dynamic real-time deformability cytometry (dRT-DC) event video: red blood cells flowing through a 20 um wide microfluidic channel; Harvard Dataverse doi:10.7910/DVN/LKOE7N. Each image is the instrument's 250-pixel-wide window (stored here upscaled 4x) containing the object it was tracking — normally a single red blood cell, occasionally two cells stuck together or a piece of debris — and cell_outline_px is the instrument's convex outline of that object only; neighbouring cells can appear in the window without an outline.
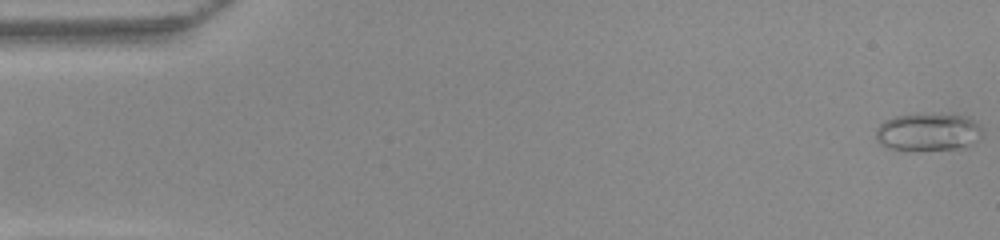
{"species": "common noctule bat (a hibernating species)", "species_latin": "Nyctalus noctula", "temperature_condition": "warm", "stored_images_in_passage": 51, "camera_frame_rate_fps": 3000, "um_per_image_px": 0.085, "animal": {"sex": "female", "body_mass_g": 22.0, "forearm_length_mm": 56.7}, "frame": {"image": 1, "passage_image": 1, "time_ms": 0.0, "image_size_px": [1000, 240], "cell_outline_px": [[980, 128], [964, 148], [920, 152], [892, 148], [880, 144], [876, 140], [876, 128], [884, 120], [892, 116], [964, 116], [972, 120]], "centroid_in_image_um": [78.73, 11.28], "position_along_channel_um": 6.3, "area_um2": 22.43}}
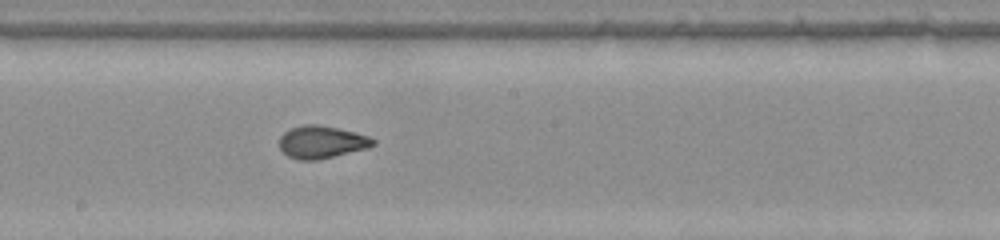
{"frame": {"image": 2, "passage_image": 28, "time_ms": 9.0, "image_size_px": [1000, 240], "cell_outline_px": [[376, 144], [368, 148], [316, 160], [300, 160], [288, 156], [280, 148], [280, 136], [284, 132], [292, 128], [304, 124], [316, 124], [356, 132], [368, 136], [376, 140]], "centroid_in_image_um": [27.35, 12.07], "position_along_channel_um": 220.8, "area_um2": 17.63}}
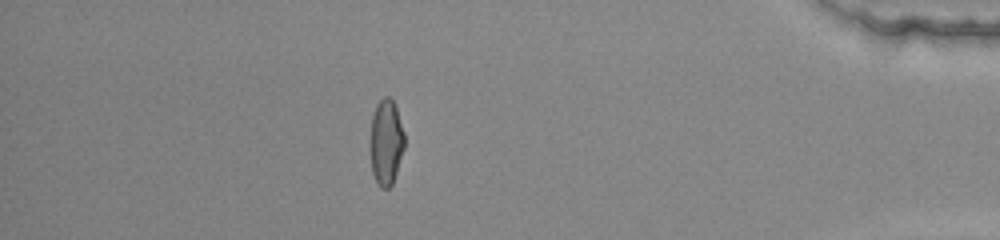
{"frame": {"image": 3, "passage_image": 45, "time_ms": 14.667, "image_size_px": [1000, 240], "cell_outline_px": [[404, 148], [392, 184], [388, 188], [380, 188], [372, 172], [368, 148], [372, 116], [376, 104], [384, 96], [388, 96], [396, 104], [404, 132]], "centroid_in_image_um": [32.79, 12.06], "position_along_channel_um": 402.4, "area_um2": 17.51}, "authors_computed_cell_mechanics": {"area_um2": 17.629, "velocity_mm_per_s": 4.0134, "shape_relaxation_time_tau1_ms": null, "shape_relaxation_time_tau2_ms": 0.8411, "deformation_change_tau1": null, "deformation_change_tau2": 0.065}}